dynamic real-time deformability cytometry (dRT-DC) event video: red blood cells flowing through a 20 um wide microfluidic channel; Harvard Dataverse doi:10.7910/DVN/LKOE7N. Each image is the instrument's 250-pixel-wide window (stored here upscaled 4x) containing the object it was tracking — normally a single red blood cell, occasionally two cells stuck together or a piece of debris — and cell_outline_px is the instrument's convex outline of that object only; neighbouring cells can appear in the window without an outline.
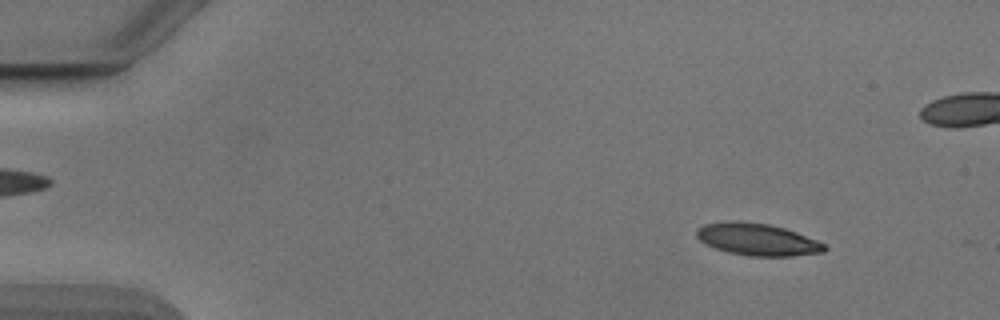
{"species": "Egyptian fruit bat (a non-hibernating species)", "species_latin": "Rousettus aegyptiacus", "temperature_condition": "cold", "stored_images_in_passage": 53, "camera_frame_rate_fps": 3000, "um_per_image_px": 0.085, "animal": {"sex": "male"}, "frame": {"image": 1, "passage_image": 6, "time_ms": 1.667, "image_size_px": [1000, 320], "cell_outline_px": [[828, 248], [824, 252], [792, 256], [748, 256], [728, 252], [704, 244], [696, 236], [696, 228], [704, 224], [732, 220], [736, 220], [768, 224], [784, 228], [796, 232], [816, 240], [824, 244]], "centroid_in_image_um": [64.35, 20.35], "position_along_channel_um": 20.7, "area_um2": 23.99}}
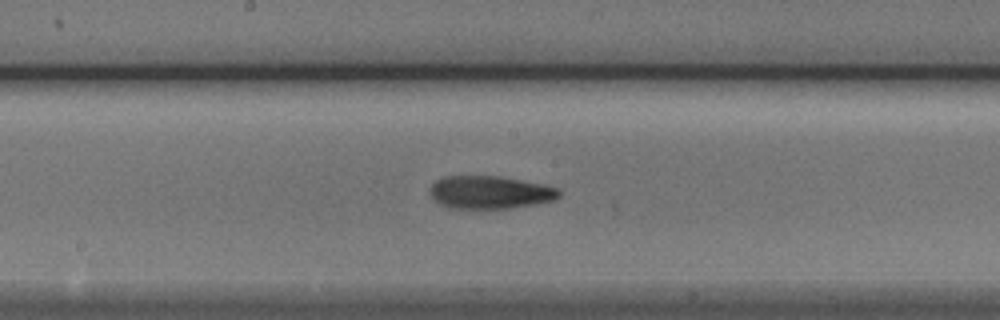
{"frame": {"image": 2, "passage_image": 28, "time_ms": 9.0, "image_size_px": [1000, 320], "cell_outline_px": [[560, 196], [556, 200], [536, 204], [512, 208], [448, 208], [440, 204], [428, 192], [432, 184], [436, 180], [444, 176], [500, 176], [544, 184], [560, 188]], "centroid_in_image_um": [41.68, 16.34], "position_along_channel_um": 206.5, "area_um2": 24.97}}
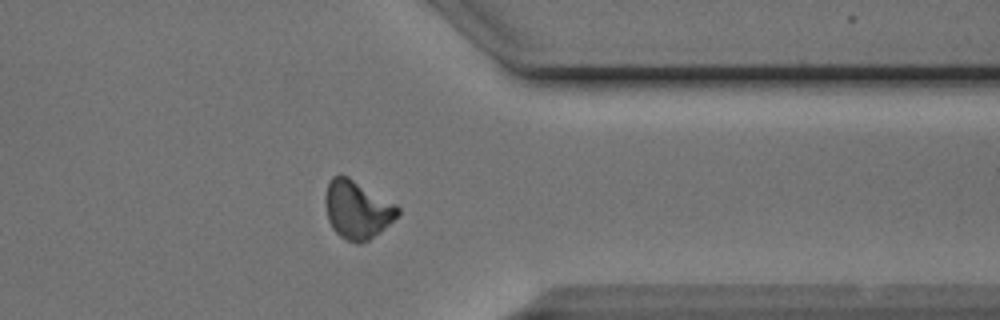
{"frame": {"image": 3, "passage_image": 42, "time_ms": 13.667, "image_size_px": [1000, 320], "cell_outline_px": [[400, 212], [380, 232], [368, 240], [360, 244], [356, 244], [340, 236], [332, 228], [328, 220], [324, 204], [324, 196], [328, 184], [332, 176], [340, 172], [348, 176], [396, 204], [400, 208]], "centroid_in_image_um": [30.32, 17.79], "position_along_channel_um": 381.1, "area_um2": 24.68}, "authors_computed_cell_mechanics": {"area_um2": 23.9292, "velocity_mm_per_s": 3.8874, "shape_relaxation_time_tau1_ms": 6.3474, "shape_relaxation_time_tau2_ms": 4.1376, "deformation_change_tau1": 0.1619, "deformation_change_tau2": 0.1069}}